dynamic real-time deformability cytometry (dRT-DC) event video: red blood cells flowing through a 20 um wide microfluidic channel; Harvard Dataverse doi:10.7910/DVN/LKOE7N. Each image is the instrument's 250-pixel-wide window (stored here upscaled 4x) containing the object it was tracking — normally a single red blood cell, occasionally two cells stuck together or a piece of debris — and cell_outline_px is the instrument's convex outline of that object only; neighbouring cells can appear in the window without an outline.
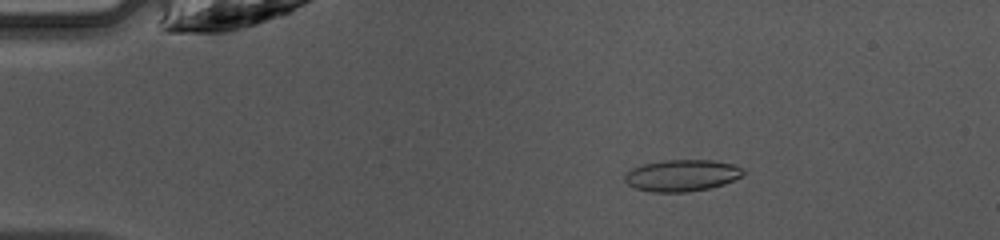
{"species": "common noctule bat (a hibernating species)", "species_latin": "Nyctalus noctula", "temperature_condition": "warm", "stored_images_in_passage": 46, "camera_frame_rate_fps": 3000, "um_per_image_px": 0.085, "animal": {"sex": "female", "body_mass_g": 10.0, "forearm_length_mm": 53.1}, "frame": {"image": 1, "passage_image": 8, "time_ms": 2.333, "image_size_px": [1000, 240], "cell_outline_px": [[744, 172], [740, 176], [724, 184], [708, 188], [688, 192], [652, 192], [636, 188], [628, 184], [624, 180], [624, 172], [632, 168], [644, 164], [664, 160], [712, 160], [732, 164], [744, 168]], "centroid_in_image_um": [57.93, 14.91], "position_along_channel_um": 27.1, "area_um2": 21.79}}
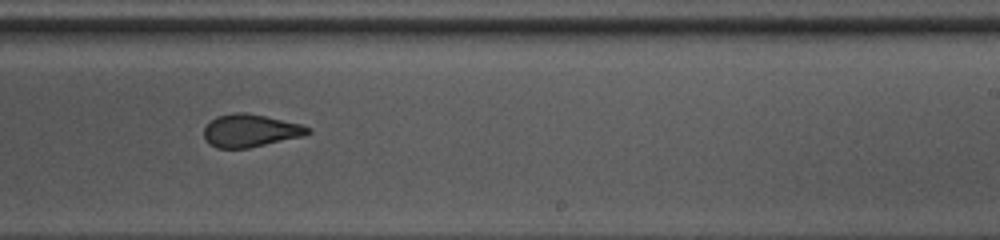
{"frame": {"image": 2, "passage_image": 29, "time_ms": 9.333, "image_size_px": [1000, 240], "cell_outline_px": [[312, 132], [304, 136], [248, 148], [216, 148], [208, 144], [204, 140], [204, 128], [216, 116], [232, 112], [244, 112], [264, 116], [300, 124], [312, 128]], "centroid_in_image_um": [21.26, 11.11], "position_along_channel_um": 267.7, "area_um2": 19.88}}
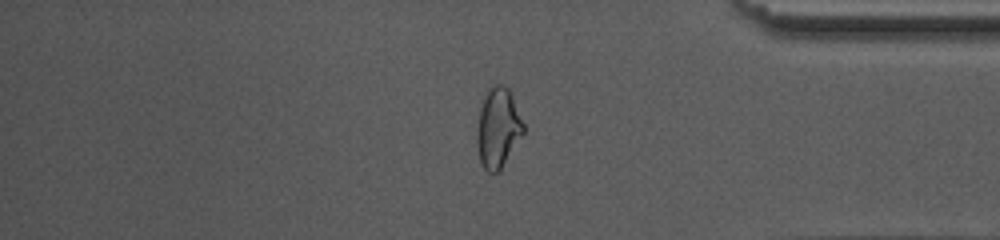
{"frame": {"image": 3, "passage_image": 39, "time_ms": 12.667, "image_size_px": [1000, 240], "cell_outline_px": [[524, 132], [500, 168], [496, 172], [488, 172], [484, 168], [480, 160], [476, 140], [476, 136], [480, 108], [484, 96], [488, 88], [492, 84], [504, 84], [508, 88], [512, 96], [524, 124]], "centroid_in_image_um": [42.31, 10.82], "position_along_channel_um": 392.9, "area_um2": 21.27}, "authors_computed_cell_mechanics": {"area_um2": 20.9814, "velocity_mm_per_s": 4.2758, "shape_relaxation_time_tau1_ms": 9.5002, "shape_relaxation_time_tau2_ms": 1.2037, "deformation_change_tau1": 0.228, "deformation_change_tau2": 0.0751}}